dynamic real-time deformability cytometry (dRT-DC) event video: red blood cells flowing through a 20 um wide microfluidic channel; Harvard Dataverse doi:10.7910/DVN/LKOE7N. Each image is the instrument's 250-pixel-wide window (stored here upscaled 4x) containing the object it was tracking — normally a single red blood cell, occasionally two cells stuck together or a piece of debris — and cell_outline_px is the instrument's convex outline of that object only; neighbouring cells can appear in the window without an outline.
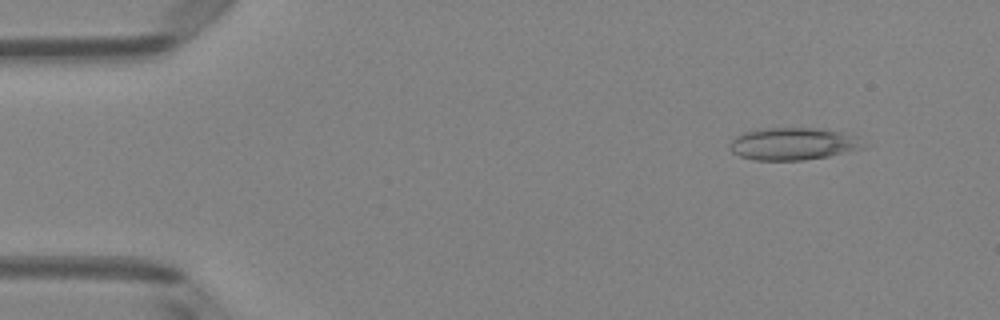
{"species": "Egyptian fruit bat (a non-hibernating species)", "species_latin": "Rousettus aegyptiacus", "temperature_condition": "room temperature", "stored_images_in_passage": 5, "camera_frame_rate_fps": 3000, "um_per_image_px": 0.085, "animal": {"sex": "female"}, "frame": {"image": 1, "passage_image": 2, "time_ms": 0.333, "image_size_px": [1000, 320], "cell_outline_px": [[864, 148], [828, 156], [804, 160], [756, 160], [740, 156], [732, 152], [728, 148], [732, 140], [736, 136], [744, 132], [756, 128], [820, 128], [840, 132], [852, 136]], "centroid_in_image_um": [67.3, 12.22], "position_along_channel_um": 17.7, "area_um2": 24.85}}